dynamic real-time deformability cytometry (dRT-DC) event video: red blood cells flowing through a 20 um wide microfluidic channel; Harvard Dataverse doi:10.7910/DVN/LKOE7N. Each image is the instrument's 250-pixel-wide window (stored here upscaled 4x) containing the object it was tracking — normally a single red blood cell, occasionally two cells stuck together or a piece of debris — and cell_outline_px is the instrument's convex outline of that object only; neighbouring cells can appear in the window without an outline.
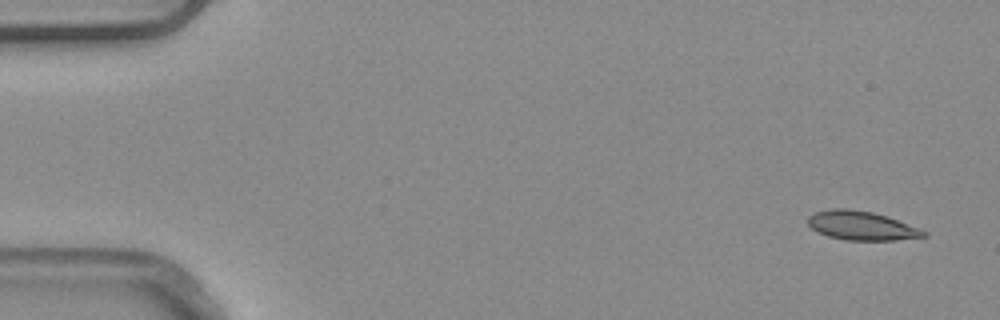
{"species": "common noctule bat (a hibernating species)", "species_latin": "Nyctalus noctula", "temperature_condition": "warm", "stored_images_in_passage": 5, "camera_frame_rate_fps": 3000, "um_per_image_px": 0.085, "animal": {"sex": "male", "body_mass_g": 20.4}, "frame": {"image": 1, "passage_image": 1, "time_ms": 0.0, "image_size_px": [1000, 320], "cell_outline_px": [[928, 236], [896, 240], [844, 240], [828, 236], [812, 228], [808, 224], [808, 216], [816, 212], [832, 208], [848, 208], [872, 212], [888, 216], [920, 228], [928, 232]], "centroid_in_image_um": [73.27, 19.18], "position_along_channel_um": 11.7, "area_um2": 19.59}}
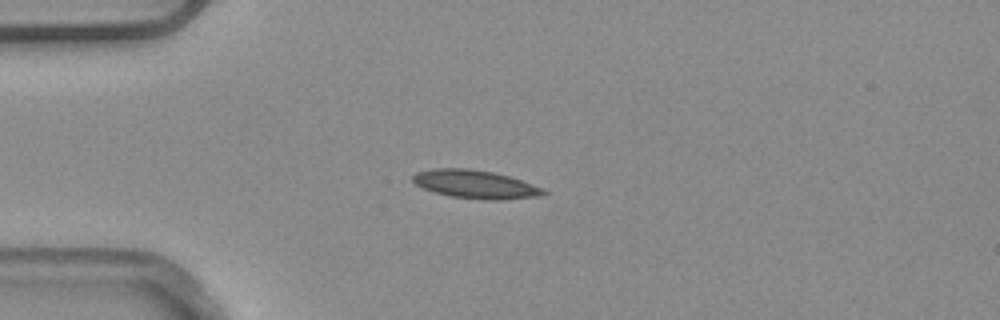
{"frame": {"image": 2, "passage_image": 4, "time_ms": 1.0, "image_size_px": [1000, 320], "cell_outline_px": [[548, 192], [536, 196], [504, 200], [484, 200], [448, 196], [424, 188], [416, 184], [412, 180], [412, 176], [416, 172], [432, 168], [468, 168], [492, 172], [508, 176], [544, 188]], "centroid_in_image_um": [40.38, 15.66], "position_along_channel_um": 44.6, "area_um2": 21.5}}